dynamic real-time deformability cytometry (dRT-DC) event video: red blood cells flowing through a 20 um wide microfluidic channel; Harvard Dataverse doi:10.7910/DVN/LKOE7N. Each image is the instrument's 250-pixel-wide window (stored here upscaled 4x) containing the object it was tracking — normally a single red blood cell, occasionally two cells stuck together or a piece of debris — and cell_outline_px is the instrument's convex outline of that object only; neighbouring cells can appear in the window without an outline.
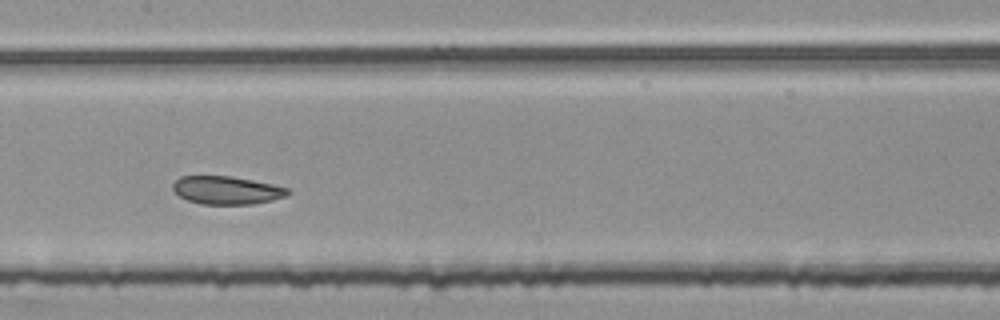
{"species": "common noctule bat (a hibernating species)", "species_latin": "Nyctalus noctula", "temperature_condition": "room temperature", "stored_images_in_passage": 38, "camera_frame_rate_fps": 3000, "um_per_image_px": 0.085, "animal": {"sex": "female", "body_mass_g": 25.1}, "frame": {"image": 1, "passage_image": 15, "time_ms": 4.667, "image_size_px": [1000, 320], "cell_outline_px": [[292, 192], [284, 196], [272, 200], [252, 204], [200, 204], [188, 200], [180, 196], [172, 188], [172, 184], [180, 176], [232, 176], [272, 184], [288, 188]], "centroid_in_image_um": [19.26, 16.16], "position_along_channel_um": 188.1, "area_um2": 18.73}}
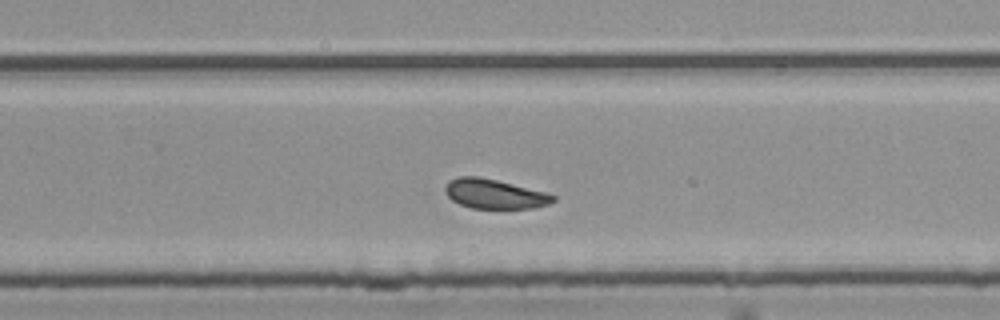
{"frame": {"image": 2, "passage_image": 23, "time_ms": 7.333, "image_size_px": [1000, 320], "cell_outline_px": [[556, 200], [548, 204], [532, 208], [472, 208], [460, 204], [452, 200], [444, 192], [444, 188], [448, 180], [460, 176], [476, 176], [496, 180], [544, 192], [556, 196]], "centroid_in_image_um": [41.99, 16.48], "position_along_channel_um": 287.8, "area_um2": 18.38}}
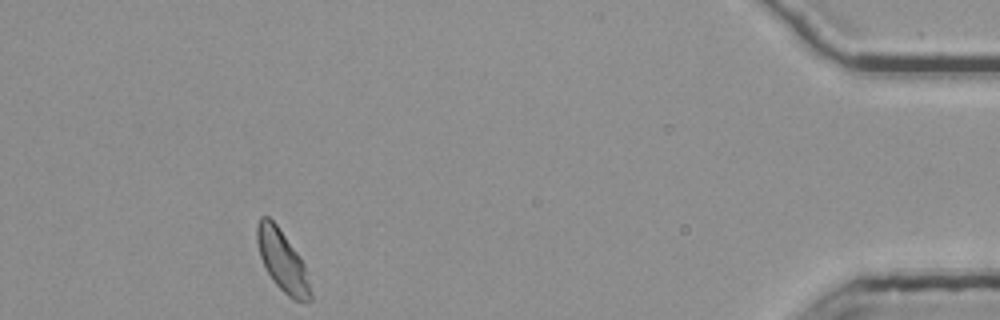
{"frame": {"image": 3, "passage_image": 38, "time_ms": 12.333, "image_size_px": [1000, 320], "cell_outline_px": [[312, 300], [308, 304], [304, 304], [292, 300], [272, 280], [260, 256], [256, 240], [256, 224], [260, 216], [268, 216], [276, 224], [296, 252], [304, 264], [312, 292]], "centroid_in_image_um": [24.01, 22.22], "position_along_channel_um": 411.2, "area_um2": 19.07}, "authors_computed_cell_mechanics": {"area_um2": 19.1029, "velocity_mm_per_s": 3.7453, "shape_relaxation_time_tau1_ms": null, "shape_relaxation_time_tau2_ms": 2.6544, "deformation_change_tau1": null, "deformation_change_tau2": 0.0831}}